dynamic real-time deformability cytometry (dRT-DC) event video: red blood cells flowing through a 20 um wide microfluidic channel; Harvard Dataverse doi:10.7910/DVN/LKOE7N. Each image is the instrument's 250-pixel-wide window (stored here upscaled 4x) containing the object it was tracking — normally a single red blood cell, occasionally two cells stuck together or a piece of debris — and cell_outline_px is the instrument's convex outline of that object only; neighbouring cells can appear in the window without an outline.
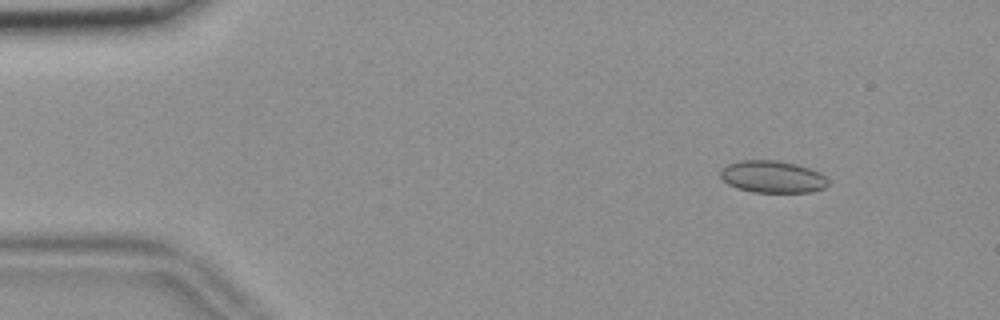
{"species": "common noctule bat (a hibernating species)", "species_latin": "Nyctalus noctula", "temperature_condition": "room temperature", "stored_images_in_passage": 56, "camera_frame_rate_fps": 3000, "um_per_image_px": 0.085, "animal": {"sex": "female", "body_mass_g": 18.4}, "frame": {"image": 1, "passage_image": 7, "time_ms": 2.0, "image_size_px": [1000, 320], "cell_outline_px": [[828, 184], [824, 188], [812, 192], [752, 192], [728, 184], [720, 176], [720, 168], [728, 164], [740, 160], [776, 160], [796, 164], [820, 172], [828, 180]], "centroid_in_image_um": [65.66, 15.02], "position_along_channel_um": 19.3, "area_um2": 20.11}}
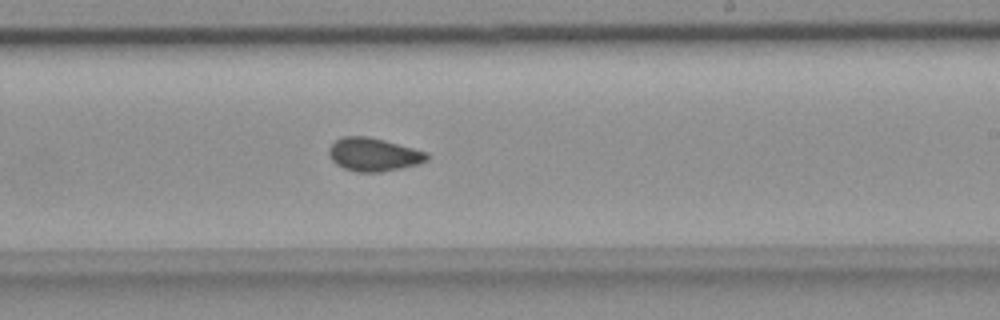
{"frame": {"image": 2, "passage_image": 34, "time_ms": 11.0, "image_size_px": [1000, 320], "cell_outline_px": [[428, 160], [416, 164], [400, 168], [380, 172], [356, 172], [344, 168], [336, 164], [328, 156], [328, 148], [336, 140], [344, 136], [368, 136], [384, 140], [428, 152]], "centroid_in_image_um": [31.72, 13.13], "position_along_channel_um": 257.3, "area_um2": 18.96}}
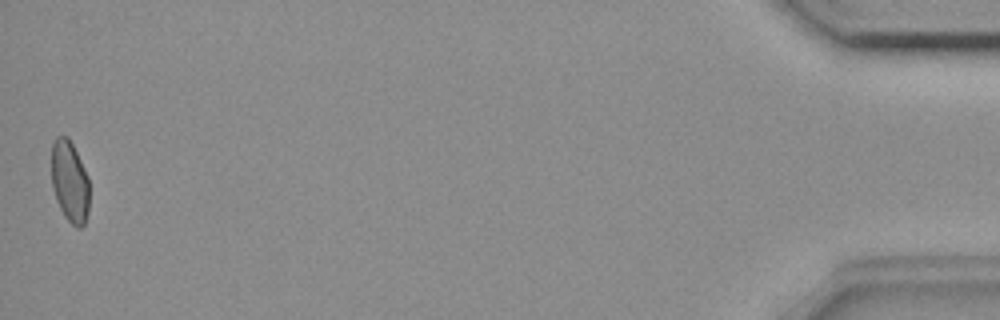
{"frame": {"image": 3, "passage_image": 56, "time_ms": 18.333, "image_size_px": [1000, 320], "cell_outline_px": [[88, 212], [84, 224], [80, 228], [76, 228], [64, 216], [56, 200], [52, 188], [52, 140], [56, 136], [68, 136], [88, 176]], "centroid_in_image_um": [5.91, 15.43], "position_along_channel_um": 429.3, "area_um2": 17.98}, "authors_computed_cell_mechanics": {"area_um2": 18.8428, "velocity_mm_per_s": 3.6341, "shape_relaxation_time_tau1_ms": null, "shape_relaxation_time_tau2_ms": 1.886, "deformation_change_tau1": null, "deformation_change_tau2": 0.0598}}